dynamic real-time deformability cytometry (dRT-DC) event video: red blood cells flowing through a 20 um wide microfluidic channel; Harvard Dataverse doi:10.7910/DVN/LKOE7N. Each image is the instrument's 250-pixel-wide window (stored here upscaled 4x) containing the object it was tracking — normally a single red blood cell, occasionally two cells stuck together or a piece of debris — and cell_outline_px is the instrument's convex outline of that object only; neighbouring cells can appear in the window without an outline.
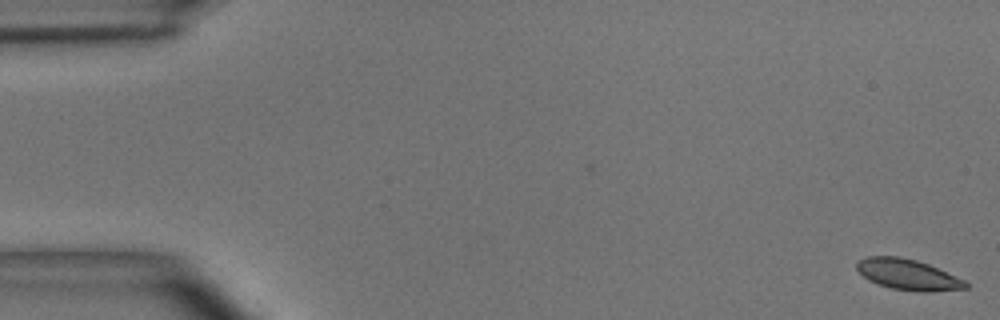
{"species": "common noctule bat (a hibernating species)", "species_latin": "Nyctalus noctula", "temperature_condition": "room temperature", "stored_images_in_passage": 5, "camera_frame_rate_fps": 3000, "um_per_image_px": 0.085, "animal": {"sex": "male", "body_mass_g": 15.6}, "frame": {"image": 1, "passage_image": 1, "time_ms": 0.0, "image_size_px": [1000, 320], "cell_outline_px": [[968, 288], [932, 292], [916, 292], [892, 288], [876, 284], [868, 280], [856, 268], [856, 260], [868, 256], [900, 256], [916, 260], [928, 264], [964, 280], [968, 284]], "centroid_in_image_um": [77.14, 23.34], "position_along_channel_um": 7.9, "area_um2": 19.59}}
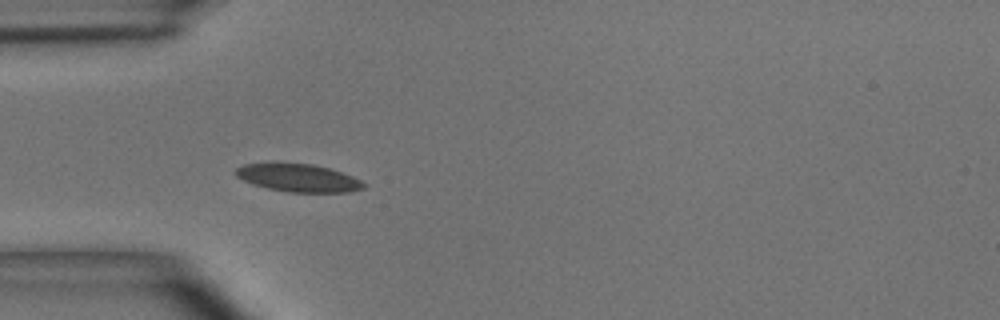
{"frame": {"image": 2, "passage_image": 5, "time_ms": 1.333, "image_size_px": [1000, 320], "cell_outline_px": [[368, 184], [364, 188], [348, 192], [288, 192], [268, 188], [252, 184], [236, 176], [232, 172], [236, 168], [244, 164], [272, 160], [312, 164], [328, 168], [352, 176]], "centroid_in_image_um": [25.27, 15.07], "position_along_channel_um": 59.7, "area_um2": 21.44}}